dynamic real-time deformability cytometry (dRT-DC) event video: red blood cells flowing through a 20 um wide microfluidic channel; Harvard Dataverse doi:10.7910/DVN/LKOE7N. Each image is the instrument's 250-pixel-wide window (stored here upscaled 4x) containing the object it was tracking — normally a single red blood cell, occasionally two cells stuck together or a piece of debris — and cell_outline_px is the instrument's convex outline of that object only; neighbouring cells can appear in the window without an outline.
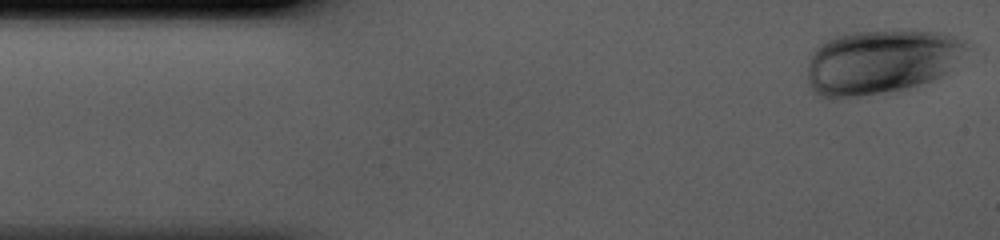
{"species": "human", "species_latin": "Homo sapiens", "temperature_condition": "cold", "stored_images_in_passage": 37, "camera_frame_rate_fps": 3000, "um_per_image_px": 0.085, "donor": {"sex": "male"}, "frame": {"image": 1, "passage_image": 1, "time_ms": 0.0, "image_size_px": [1000, 240], "cell_outline_px": [[964, 48], [944, 72], [940, 76], [932, 80], [908, 88], [840, 100], [828, 100], [812, 92], [808, 84], [808, 60], [812, 52], [824, 40], [836, 36], [856, 32], [940, 32], [952, 36], [960, 40], [964, 44]], "centroid_in_image_um": [74.7, 5.31], "position_along_channel_um": 10.3, "area_um2": 58.78}}
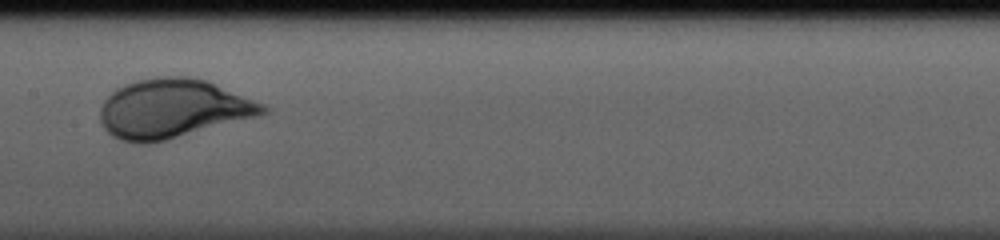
{"frame": {"image": 2, "passage_image": 20, "time_ms": 6.333, "image_size_px": [1000, 240], "cell_outline_px": [[268, 112], [260, 116], [148, 144], [136, 144], [120, 140], [112, 136], [104, 128], [100, 120], [100, 108], [104, 100], [116, 88], [124, 84], [136, 80], [156, 76], [188, 76], [208, 80], [264, 104], [268, 108]], "centroid_in_image_um": [14.68, 9.23], "position_along_channel_um": 192.7, "area_um2": 56.24}}
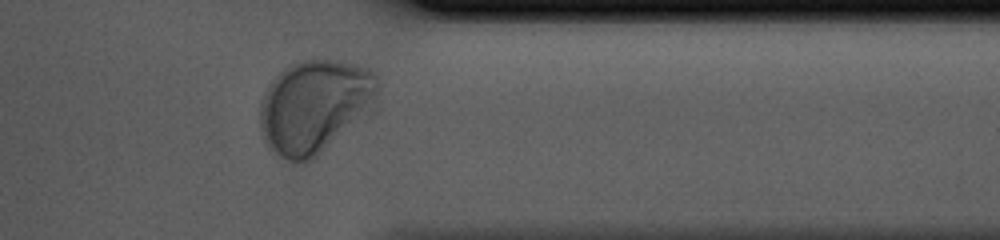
{"frame": {"image": 3, "passage_image": 34, "time_ms": 11.0, "image_size_px": [1000, 240], "cell_outline_px": [[380, 112], [312, 160], [288, 160], [280, 156], [268, 148], [260, 132], [260, 100], [268, 84], [284, 68], [292, 64], [304, 60], [336, 60], [356, 64], [372, 68], [376, 72], [380, 84]], "centroid_in_image_um": [26.92, 9.05], "position_along_channel_um": 384.5, "area_um2": 66.93}}